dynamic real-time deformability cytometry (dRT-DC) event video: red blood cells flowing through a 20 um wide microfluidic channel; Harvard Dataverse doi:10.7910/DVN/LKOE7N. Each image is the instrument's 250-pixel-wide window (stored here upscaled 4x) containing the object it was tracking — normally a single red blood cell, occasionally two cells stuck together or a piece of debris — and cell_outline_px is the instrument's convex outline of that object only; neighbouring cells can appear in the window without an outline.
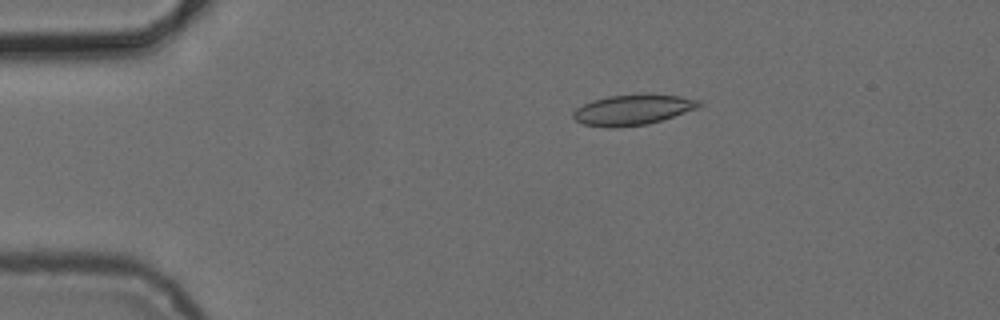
{"species": "common noctule bat (a hibernating species)", "species_latin": "Nyctalus noctula", "temperature_condition": "cold", "stored_images_in_passage": 5, "camera_frame_rate_fps": 3000, "um_per_image_px": 0.085, "animal": {"sex": "female", "body_mass_g": 24.6, "forearm_length_mm": 56.2}, "frame": {"image": 1, "passage_image": 5, "time_ms": 6.0, "image_size_px": [1000, 320], "cell_outline_px": [[704, 104], [696, 108], [648, 124], [616, 128], [608, 128], [584, 124], [576, 120], [572, 116], [572, 112], [576, 108], [584, 104], [608, 96], [648, 92], [680, 96], [700, 100]], "centroid_in_image_um": [53.79, 9.31], "position_along_channel_um": 31.2, "area_um2": 22.54}}